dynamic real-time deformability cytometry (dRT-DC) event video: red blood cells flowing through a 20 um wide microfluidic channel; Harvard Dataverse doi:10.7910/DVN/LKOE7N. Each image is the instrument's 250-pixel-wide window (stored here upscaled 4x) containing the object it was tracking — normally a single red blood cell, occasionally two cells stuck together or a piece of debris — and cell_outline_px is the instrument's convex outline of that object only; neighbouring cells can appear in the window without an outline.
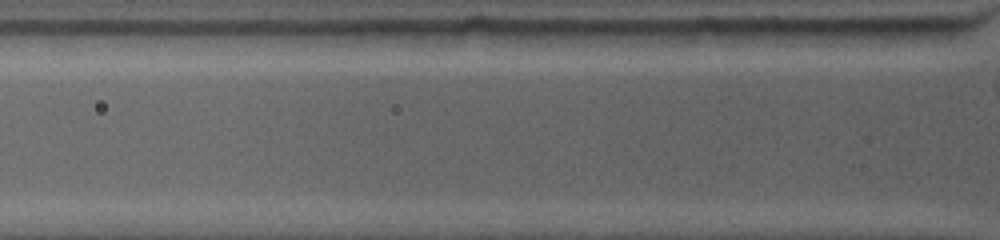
{"species": "common noctule bat (a hibernating species)", "species_latin": "Nyctalus noctula", "temperature_condition": "warm", "stored_images_in_passage": 3, "segment_of_instrument_passage": [2, 2], "camera_frame_rate_fps": 4500, "um_per_image_px": 0.085, "animal": {"sex": "female", "body_mass_g": 19.0, "forearm_length_mm": 53.3}, "frame": {"image": 1, "passage_image": 3, "time_ms": 0.444, "image_size_px": [1000, 240], "cell_outline_px": [[952, 28], [948, 36], [936, 44], [900, 48], [828, 44], [820, 28]], "centroid_in_image_um": [75.26, 3.12], "position_along_channel_um": 50.5, "area_um2": 15.66}}